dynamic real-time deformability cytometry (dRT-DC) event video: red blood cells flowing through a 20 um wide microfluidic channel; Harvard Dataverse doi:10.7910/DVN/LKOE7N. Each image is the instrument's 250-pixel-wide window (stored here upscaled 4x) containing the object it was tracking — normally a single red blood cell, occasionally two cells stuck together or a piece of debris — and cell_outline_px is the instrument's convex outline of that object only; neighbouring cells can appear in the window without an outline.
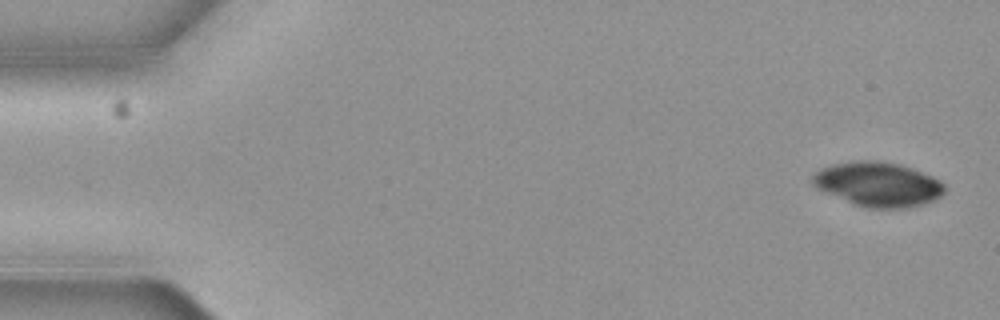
{"species": "common noctule bat (a hibernating species)", "species_latin": "Nyctalus noctula", "temperature_condition": "cold", "stored_images_in_passage": 4, "camera_frame_rate_fps": 3000, "um_per_image_px": 0.085, "animal": {"sex": "female", "body_mass_g": 19.3, "forearm_length_mm": 54.1}, "frame": {"image": 1, "passage_image": 1, "time_ms": 0.0, "image_size_px": [1000, 320], "cell_outline_px": [[944, 192], [940, 196], [932, 200], [908, 208], [868, 208], [852, 204], [816, 188], [812, 184], [812, 176], [820, 168], [832, 164], [852, 160], [880, 160], [900, 164], [912, 168], [932, 176], [940, 180], [944, 184]], "centroid_in_image_um": [74.6, 15.65], "position_along_channel_um": 10.4, "area_um2": 34.39}}